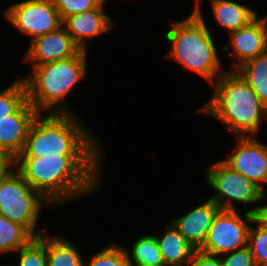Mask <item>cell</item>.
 <instances>
[{
    "label": "cell",
    "instance_id": "29",
    "mask_svg": "<svg viewBox=\"0 0 267 266\" xmlns=\"http://www.w3.org/2000/svg\"><path fill=\"white\" fill-rule=\"evenodd\" d=\"M16 170V158L12 155L0 153V185Z\"/></svg>",
    "mask_w": 267,
    "mask_h": 266
},
{
    "label": "cell",
    "instance_id": "1",
    "mask_svg": "<svg viewBox=\"0 0 267 266\" xmlns=\"http://www.w3.org/2000/svg\"><path fill=\"white\" fill-rule=\"evenodd\" d=\"M106 156H18L16 170L54 208L75 204L103 186ZM76 201V202H75Z\"/></svg>",
    "mask_w": 267,
    "mask_h": 266
},
{
    "label": "cell",
    "instance_id": "27",
    "mask_svg": "<svg viewBox=\"0 0 267 266\" xmlns=\"http://www.w3.org/2000/svg\"><path fill=\"white\" fill-rule=\"evenodd\" d=\"M221 266H256L248 246L220 256Z\"/></svg>",
    "mask_w": 267,
    "mask_h": 266
},
{
    "label": "cell",
    "instance_id": "18",
    "mask_svg": "<svg viewBox=\"0 0 267 266\" xmlns=\"http://www.w3.org/2000/svg\"><path fill=\"white\" fill-rule=\"evenodd\" d=\"M67 236L46 231L47 266H84L85 255Z\"/></svg>",
    "mask_w": 267,
    "mask_h": 266
},
{
    "label": "cell",
    "instance_id": "21",
    "mask_svg": "<svg viewBox=\"0 0 267 266\" xmlns=\"http://www.w3.org/2000/svg\"><path fill=\"white\" fill-rule=\"evenodd\" d=\"M34 237L20 224L0 214V255H14Z\"/></svg>",
    "mask_w": 267,
    "mask_h": 266
},
{
    "label": "cell",
    "instance_id": "4",
    "mask_svg": "<svg viewBox=\"0 0 267 266\" xmlns=\"http://www.w3.org/2000/svg\"><path fill=\"white\" fill-rule=\"evenodd\" d=\"M211 87L212 95L198 113L213 117L234 137L260 136L267 108L241 75L226 70Z\"/></svg>",
    "mask_w": 267,
    "mask_h": 266
},
{
    "label": "cell",
    "instance_id": "10",
    "mask_svg": "<svg viewBox=\"0 0 267 266\" xmlns=\"http://www.w3.org/2000/svg\"><path fill=\"white\" fill-rule=\"evenodd\" d=\"M236 144L221 160L267 194V143L259 136L235 137ZM266 185V186H265Z\"/></svg>",
    "mask_w": 267,
    "mask_h": 266
},
{
    "label": "cell",
    "instance_id": "17",
    "mask_svg": "<svg viewBox=\"0 0 267 266\" xmlns=\"http://www.w3.org/2000/svg\"><path fill=\"white\" fill-rule=\"evenodd\" d=\"M155 234L165 266H186L196 251L170 222L156 228Z\"/></svg>",
    "mask_w": 267,
    "mask_h": 266
},
{
    "label": "cell",
    "instance_id": "15",
    "mask_svg": "<svg viewBox=\"0 0 267 266\" xmlns=\"http://www.w3.org/2000/svg\"><path fill=\"white\" fill-rule=\"evenodd\" d=\"M38 114L27 100L15 113L0 121V153L15 158L22 153L29 128Z\"/></svg>",
    "mask_w": 267,
    "mask_h": 266
},
{
    "label": "cell",
    "instance_id": "26",
    "mask_svg": "<svg viewBox=\"0 0 267 266\" xmlns=\"http://www.w3.org/2000/svg\"><path fill=\"white\" fill-rule=\"evenodd\" d=\"M53 2L62 20L97 8L101 4V0H53Z\"/></svg>",
    "mask_w": 267,
    "mask_h": 266
},
{
    "label": "cell",
    "instance_id": "30",
    "mask_svg": "<svg viewBox=\"0 0 267 266\" xmlns=\"http://www.w3.org/2000/svg\"><path fill=\"white\" fill-rule=\"evenodd\" d=\"M253 221L260 227L267 229V194H265L252 213Z\"/></svg>",
    "mask_w": 267,
    "mask_h": 266
},
{
    "label": "cell",
    "instance_id": "13",
    "mask_svg": "<svg viewBox=\"0 0 267 266\" xmlns=\"http://www.w3.org/2000/svg\"><path fill=\"white\" fill-rule=\"evenodd\" d=\"M105 7L101 3L97 8L63 19L62 26L81 50L89 51L88 41L113 31L116 21L104 10Z\"/></svg>",
    "mask_w": 267,
    "mask_h": 266
},
{
    "label": "cell",
    "instance_id": "2",
    "mask_svg": "<svg viewBox=\"0 0 267 266\" xmlns=\"http://www.w3.org/2000/svg\"><path fill=\"white\" fill-rule=\"evenodd\" d=\"M202 5L194 4L188 16L168 23L169 28L162 32L169 46L164 57L212 85L226 71V64L221 59L222 44L216 42V30L208 25Z\"/></svg>",
    "mask_w": 267,
    "mask_h": 266
},
{
    "label": "cell",
    "instance_id": "22",
    "mask_svg": "<svg viewBox=\"0 0 267 266\" xmlns=\"http://www.w3.org/2000/svg\"><path fill=\"white\" fill-rule=\"evenodd\" d=\"M27 100L25 81L16 76L15 80L0 91V121L15 113Z\"/></svg>",
    "mask_w": 267,
    "mask_h": 266
},
{
    "label": "cell",
    "instance_id": "25",
    "mask_svg": "<svg viewBox=\"0 0 267 266\" xmlns=\"http://www.w3.org/2000/svg\"><path fill=\"white\" fill-rule=\"evenodd\" d=\"M256 266H267V229L254 221L248 234V245Z\"/></svg>",
    "mask_w": 267,
    "mask_h": 266
},
{
    "label": "cell",
    "instance_id": "8",
    "mask_svg": "<svg viewBox=\"0 0 267 266\" xmlns=\"http://www.w3.org/2000/svg\"><path fill=\"white\" fill-rule=\"evenodd\" d=\"M2 15L14 31L29 38L28 43L56 31L63 23L53 0H19L8 4Z\"/></svg>",
    "mask_w": 267,
    "mask_h": 266
},
{
    "label": "cell",
    "instance_id": "6",
    "mask_svg": "<svg viewBox=\"0 0 267 266\" xmlns=\"http://www.w3.org/2000/svg\"><path fill=\"white\" fill-rule=\"evenodd\" d=\"M52 207L54 208L17 170L0 185V214L22 225L34 238L46 232L47 229L38 227L42 218L40 215Z\"/></svg>",
    "mask_w": 267,
    "mask_h": 266
},
{
    "label": "cell",
    "instance_id": "12",
    "mask_svg": "<svg viewBox=\"0 0 267 266\" xmlns=\"http://www.w3.org/2000/svg\"><path fill=\"white\" fill-rule=\"evenodd\" d=\"M26 48L22 63L30 65V69L49 62L71 58L81 50L63 26L56 31L35 38Z\"/></svg>",
    "mask_w": 267,
    "mask_h": 266
},
{
    "label": "cell",
    "instance_id": "24",
    "mask_svg": "<svg viewBox=\"0 0 267 266\" xmlns=\"http://www.w3.org/2000/svg\"><path fill=\"white\" fill-rule=\"evenodd\" d=\"M14 254L17 257L15 266H47L46 232L33 238Z\"/></svg>",
    "mask_w": 267,
    "mask_h": 266
},
{
    "label": "cell",
    "instance_id": "14",
    "mask_svg": "<svg viewBox=\"0 0 267 266\" xmlns=\"http://www.w3.org/2000/svg\"><path fill=\"white\" fill-rule=\"evenodd\" d=\"M204 197L199 203L197 201L194 208L169 220L195 250H199L203 246L212 221L220 210V207L208 196Z\"/></svg>",
    "mask_w": 267,
    "mask_h": 266
},
{
    "label": "cell",
    "instance_id": "11",
    "mask_svg": "<svg viewBox=\"0 0 267 266\" xmlns=\"http://www.w3.org/2000/svg\"><path fill=\"white\" fill-rule=\"evenodd\" d=\"M260 13L247 26L230 32L227 43L222 45V53L230 54L231 65L226 70H236L243 63L267 51V12Z\"/></svg>",
    "mask_w": 267,
    "mask_h": 266
},
{
    "label": "cell",
    "instance_id": "19",
    "mask_svg": "<svg viewBox=\"0 0 267 266\" xmlns=\"http://www.w3.org/2000/svg\"><path fill=\"white\" fill-rule=\"evenodd\" d=\"M130 247L123 244L130 264L140 266H165L155 234L149 232L134 237ZM126 246V247H125Z\"/></svg>",
    "mask_w": 267,
    "mask_h": 266
},
{
    "label": "cell",
    "instance_id": "5",
    "mask_svg": "<svg viewBox=\"0 0 267 266\" xmlns=\"http://www.w3.org/2000/svg\"><path fill=\"white\" fill-rule=\"evenodd\" d=\"M88 57V51L80 50L71 58L35 66L24 76L17 75L25 81L32 106L39 113H77L68 97L88 77Z\"/></svg>",
    "mask_w": 267,
    "mask_h": 266
},
{
    "label": "cell",
    "instance_id": "9",
    "mask_svg": "<svg viewBox=\"0 0 267 266\" xmlns=\"http://www.w3.org/2000/svg\"><path fill=\"white\" fill-rule=\"evenodd\" d=\"M243 209L219 210L215 215L200 251L221 256L248 245V234L253 223L251 213Z\"/></svg>",
    "mask_w": 267,
    "mask_h": 266
},
{
    "label": "cell",
    "instance_id": "20",
    "mask_svg": "<svg viewBox=\"0 0 267 266\" xmlns=\"http://www.w3.org/2000/svg\"><path fill=\"white\" fill-rule=\"evenodd\" d=\"M235 71L249 84L267 108V51L243 63Z\"/></svg>",
    "mask_w": 267,
    "mask_h": 266
},
{
    "label": "cell",
    "instance_id": "28",
    "mask_svg": "<svg viewBox=\"0 0 267 266\" xmlns=\"http://www.w3.org/2000/svg\"><path fill=\"white\" fill-rule=\"evenodd\" d=\"M186 266H221L220 256L196 250Z\"/></svg>",
    "mask_w": 267,
    "mask_h": 266
},
{
    "label": "cell",
    "instance_id": "3",
    "mask_svg": "<svg viewBox=\"0 0 267 266\" xmlns=\"http://www.w3.org/2000/svg\"><path fill=\"white\" fill-rule=\"evenodd\" d=\"M79 113H39L33 120L19 156H105L96 135Z\"/></svg>",
    "mask_w": 267,
    "mask_h": 266
},
{
    "label": "cell",
    "instance_id": "31",
    "mask_svg": "<svg viewBox=\"0 0 267 266\" xmlns=\"http://www.w3.org/2000/svg\"><path fill=\"white\" fill-rule=\"evenodd\" d=\"M106 1L107 0H101V3L104 5V6H106L105 4H106ZM109 1V0H108ZM130 1H134V0H130Z\"/></svg>",
    "mask_w": 267,
    "mask_h": 266
},
{
    "label": "cell",
    "instance_id": "16",
    "mask_svg": "<svg viewBox=\"0 0 267 266\" xmlns=\"http://www.w3.org/2000/svg\"><path fill=\"white\" fill-rule=\"evenodd\" d=\"M193 4H201L202 0H193ZM212 15L214 16L215 24L218 28L226 30L227 35L230 32L236 31L247 26L260 13L256 8H252L250 4L245 2H237L236 0H208Z\"/></svg>",
    "mask_w": 267,
    "mask_h": 266
},
{
    "label": "cell",
    "instance_id": "7",
    "mask_svg": "<svg viewBox=\"0 0 267 266\" xmlns=\"http://www.w3.org/2000/svg\"><path fill=\"white\" fill-rule=\"evenodd\" d=\"M204 174L205 185L213 190L208 198L221 210L238 211L242 205L248 207L245 211L252 214L255 206L265 195L255 183L231 169L221 158L205 168Z\"/></svg>",
    "mask_w": 267,
    "mask_h": 266
},
{
    "label": "cell",
    "instance_id": "23",
    "mask_svg": "<svg viewBox=\"0 0 267 266\" xmlns=\"http://www.w3.org/2000/svg\"><path fill=\"white\" fill-rule=\"evenodd\" d=\"M107 246L99 248L97 252H90L89 259H84V266H130L127 252L123 245L108 242Z\"/></svg>",
    "mask_w": 267,
    "mask_h": 266
}]
</instances>
